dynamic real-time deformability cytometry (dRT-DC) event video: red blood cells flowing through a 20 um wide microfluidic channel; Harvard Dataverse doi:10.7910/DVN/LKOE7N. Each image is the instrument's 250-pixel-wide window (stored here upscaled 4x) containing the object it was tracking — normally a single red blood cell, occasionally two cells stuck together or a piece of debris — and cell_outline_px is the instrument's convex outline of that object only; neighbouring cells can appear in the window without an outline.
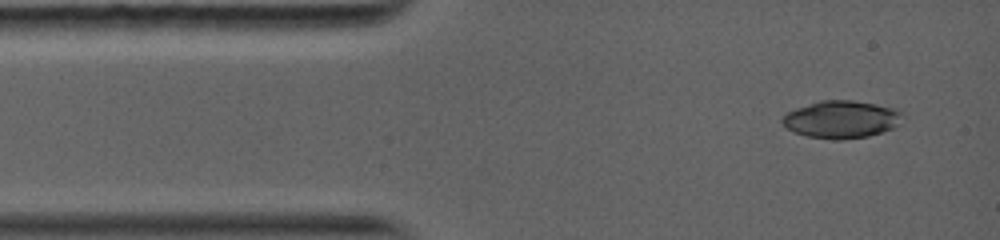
{"species": "common noctule bat (a hibernating species)", "species_latin": "Nyctalus noctula", "temperature_condition": "warm", "stored_images_in_passage": 3, "camera_frame_rate_fps": 5000, "um_per_image_px": 0.085, "animal": {"sex": "female", "body_mass_g": 19.0, "forearm_length_mm": 56.7}, "frame": {"image": 1, "passage_image": 1, "time_ms": 0.0, "image_size_px": [1000, 240], "cell_outline_px": [[904, 116], [892, 128], [868, 136], [840, 140], [832, 140], [808, 136], [796, 132], [788, 128], [780, 120], [788, 112], [796, 108], [820, 100], [852, 100], [876, 104], [896, 108]], "centroid_in_image_um": [71.52, 10.14], "position_along_channel_um": 13.5, "area_um2": 26.01}}